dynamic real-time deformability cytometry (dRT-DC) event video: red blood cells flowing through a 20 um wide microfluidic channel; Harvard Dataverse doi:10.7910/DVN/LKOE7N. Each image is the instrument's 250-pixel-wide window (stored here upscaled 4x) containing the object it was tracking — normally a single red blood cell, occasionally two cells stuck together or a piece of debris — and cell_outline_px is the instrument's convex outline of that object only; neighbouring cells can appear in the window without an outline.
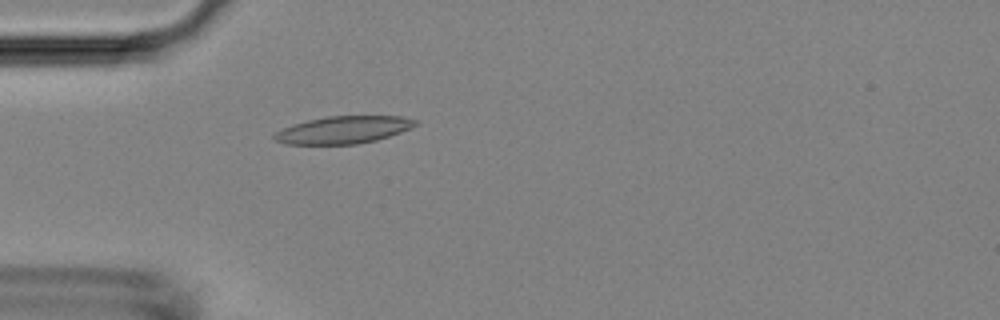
{"species": "Egyptian fruit bat (a non-hibernating species)", "species_latin": "Rousettus aegyptiacus", "temperature_condition": "room temperature", "stored_images_in_passage": 1, "camera_frame_rate_fps": 3000, "um_per_image_px": 0.085, "animal": {"sex": "female"}, "frame": {"image": 1, "passage_image": 1, "time_ms": 0.0, "image_size_px": [1000, 320], "cell_outline_px": [[420, 124], [400, 132], [376, 140], [356, 144], [284, 144], [276, 140], [272, 136], [280, 128], [292, 124], [308, 120], [328, 116], [400, 116], [420, 120]], "centroid_in_image_um": [29.19, 11.03], "position_along_channel_um": 55.8, "area_um2": 22.6}}